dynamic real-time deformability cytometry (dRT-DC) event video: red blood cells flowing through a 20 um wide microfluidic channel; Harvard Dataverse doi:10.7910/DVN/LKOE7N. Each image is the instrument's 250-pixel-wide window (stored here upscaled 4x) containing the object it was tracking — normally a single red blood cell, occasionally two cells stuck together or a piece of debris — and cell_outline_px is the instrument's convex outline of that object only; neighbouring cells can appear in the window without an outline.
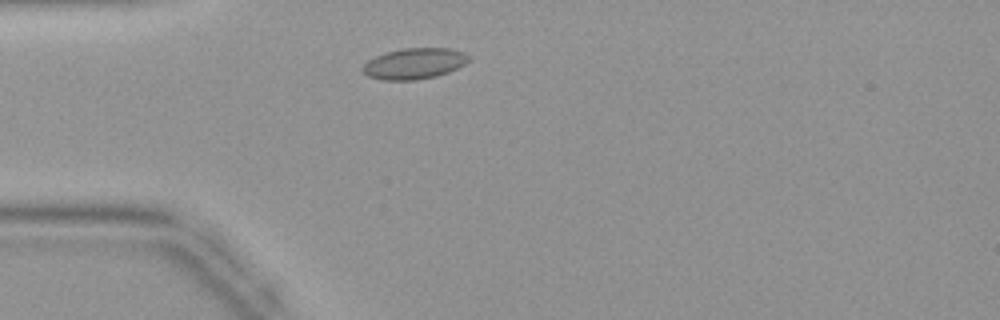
{"species": "common noctule bat (a hibernating species)", "species_latin": "Nyctalus noctula", "temperature_condition": "warm", "stored_images_in_passage": 37, "camera_frame_rate_fps": 3000, "um_per_image_px": 0.085, "animal": {"sex": "female", "body_mass_g": 19.9}, "frame": {"image": 1, "passage_image": 5, "time_ms": 1.333, "image_size_px": [1000, 320], "cell_outline_px": [[472, 60], [448, 72], [436, 76], [416, 80], [380, 80], [368, 76], [360, 68], [368, 60], [376, 56], [400, 48], [452, 48], [464, 52], [472, 56]], "centroid_in_image_um": [35.24, 5.4], "position_along_channel_um": 49.8, "area_um2": 19.31}}
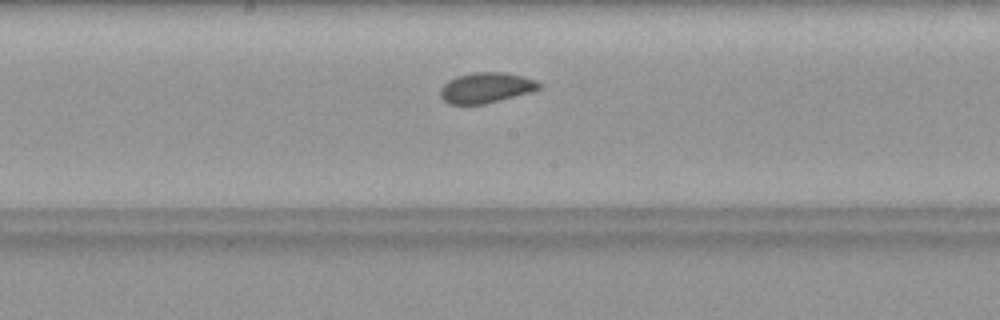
{"frame": {"image": 2, "passage_image": 16, "time_ms": 5.0, "image_size_px": [1000, 320], "cell_outline_px": [[540, 88], [532, 92], [484, 104], [448, 104], [440, 96], [440, 88], [448, 80], [456, 76], [472, 72], [504, 72], [536, 80], [540, 84]], "centroid_in_image_um": [41.29, 7.45], "position_along_channel_um": 206.9, "area_um2": 17.51}}
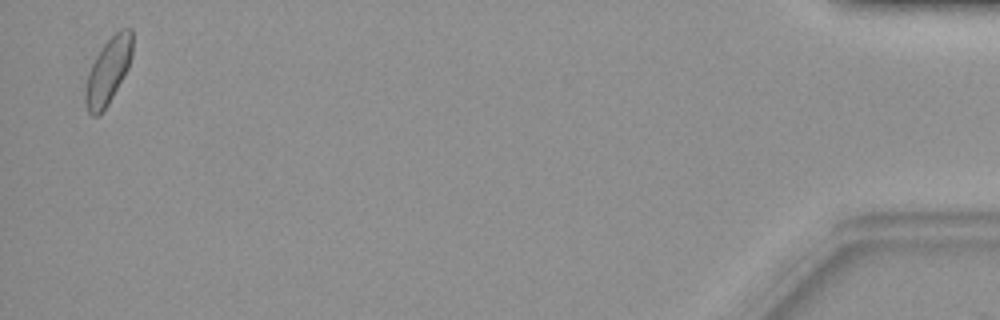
{"frame": {"image": 3, "passage_image": 36, "time_ms": 11.667, "image_size_px": [1000, 320], "cell_outline_px": [[132, 52], [128, 68], [108, 104], [96, 116], [92, 116], [88, 112], [84, 100], [84, 88], [88, 72], [100, 48], [120, 28], [132, 28]], "centroid_in_image_um": [9.17, 6.02], "position_along_channel_um": 426.0, "area_um2": 17.98}}